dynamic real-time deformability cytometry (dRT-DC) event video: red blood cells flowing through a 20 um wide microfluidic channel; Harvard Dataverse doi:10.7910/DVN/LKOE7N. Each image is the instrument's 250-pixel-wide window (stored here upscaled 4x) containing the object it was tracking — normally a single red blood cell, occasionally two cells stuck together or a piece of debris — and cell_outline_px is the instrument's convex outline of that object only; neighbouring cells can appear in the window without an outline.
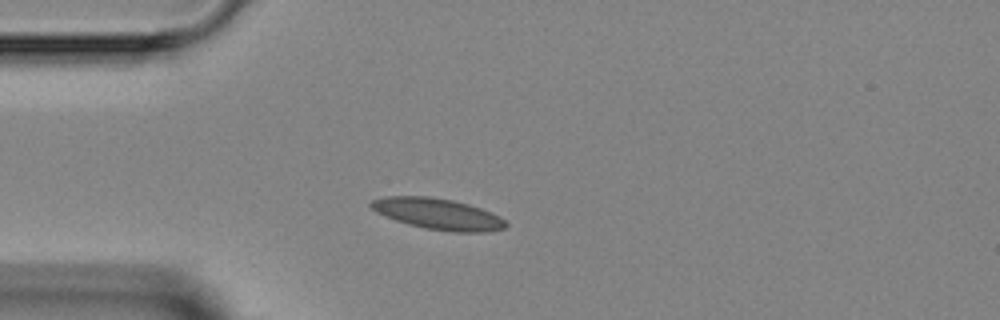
{"species": "Egyptian fruit bat (a non-hibernating species)", "species_latin": "Rousettus aegyptiacus", "temperature_condition": "room temperature", "stored_images_in_passage": 3, "camera_frame_rate_fps": 3000, "um_per_image_px": 0.085, "animal": {"sex": "female"}, "frame": {"image": 1, "passage_image": 2, "time_ms": 1.333, "image_size_px": [1000, 320], "cell_outline_px": [[508, 224], [504, 228], [488, 232], [452, 232], [424, 228], [408, 224], [396, 220], [376, 212], [368, 204], [372, 200], [388, 196], [428, 196], [452, 200], [468, 204], [480, 208], [500, 216]], "centroid_in_image_um": [37.23, 18.19], "position_along_channel_um": 47.8, "area_um2": 24.33}}